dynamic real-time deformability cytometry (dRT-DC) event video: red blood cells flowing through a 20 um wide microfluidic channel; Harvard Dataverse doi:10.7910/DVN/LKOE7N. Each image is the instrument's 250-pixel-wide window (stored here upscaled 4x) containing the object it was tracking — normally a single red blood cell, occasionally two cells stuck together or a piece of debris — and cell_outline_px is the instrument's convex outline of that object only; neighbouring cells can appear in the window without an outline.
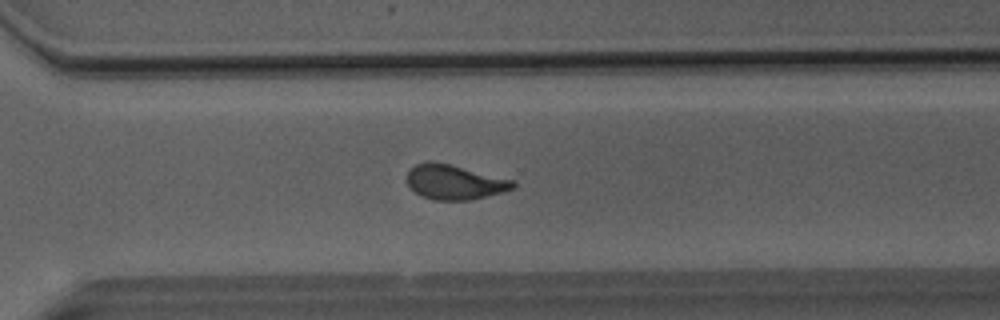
{"species": "Egyptian fruit bat (a non-hibernating species)", "species_latin": "Rousettus aegyptiacus", "temperature_condition": "room temperature", "stored_images_in_passage": 36, "camera_frame_rate_fps": 3000, "um_per_image_px": 0.085, "animal": {"sex": "male"}, "frame": {"image": 1, "passage_image": 22, "time_ms": 7.0, "image_size_px": [1000, 320], "cell_outline_px": [[516, 184], [512, 188], [500, 192], [472, 200], [432, 200], [420, 196], [408, 184], [408, 172], [416, 164], [432, 160], [516, 180]], "centroid_in_image_um": [38.64, 15.48], "position_along_channel_um": 332.0, "area_um2": 21.33}}
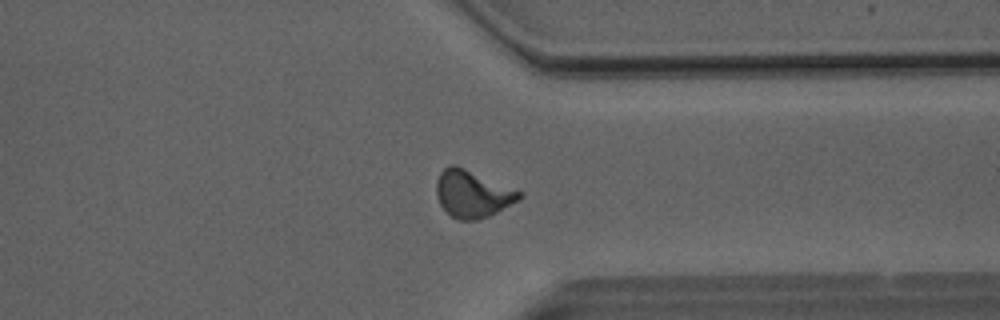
{"frame": {"image": 2, "passage_image": 25, "time_ms": 8.0, "image_size_px": [1000, 320], "cell_outline_px": [[524, 196], [496, 212], [488, 216], [476, 220], [460, 220], [452, 216], [440, 204], [436, 196], [436, 180], [440, 172], [448, 164], [456, 164], [524, 192]], "centroid_in_image_um": [40.15, 16.44], "position_along_channel_um": 371.3, "area_um2": 22.83}}
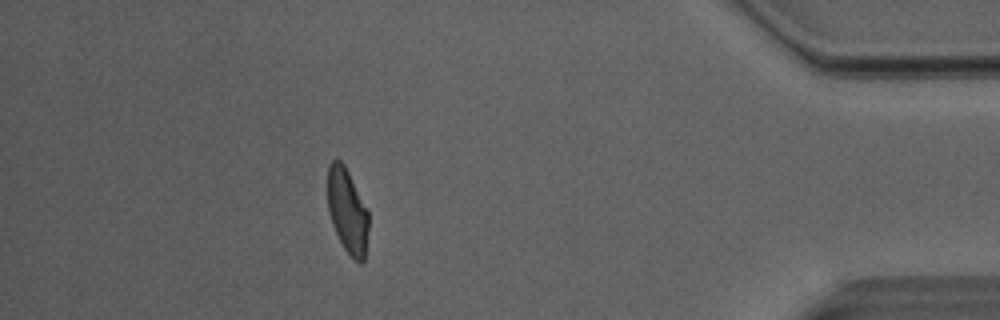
{"frame": {"image": 3, "passage_image": 31, "time_ms": 10.0, "image_size_px": [1000, 320], "cell_outline_px": [[368, 228], [364, 260], [360, 264], [352, 260], [344, 248], [332, 224], [328, 212], [328, 164], [332, 160], [340, 160], [344, 164], [368, 208]], "centroid_in_image_um": [29.53, 17.94], "position_along_channel_um": 405.7, "area_um2": 20.35}, "authors_computed_cell_mechanics": {"area_um2": 21.1548, "velocity_mm_per_s": 4.0475, "shape_relaxation_time_tau1_ms": 7.4388, "shape_relaxation_time_tau2_ms": 1.2845, "deformation_change_tau1": 0.1933, "deformation_change_tau2": 0.0848}}